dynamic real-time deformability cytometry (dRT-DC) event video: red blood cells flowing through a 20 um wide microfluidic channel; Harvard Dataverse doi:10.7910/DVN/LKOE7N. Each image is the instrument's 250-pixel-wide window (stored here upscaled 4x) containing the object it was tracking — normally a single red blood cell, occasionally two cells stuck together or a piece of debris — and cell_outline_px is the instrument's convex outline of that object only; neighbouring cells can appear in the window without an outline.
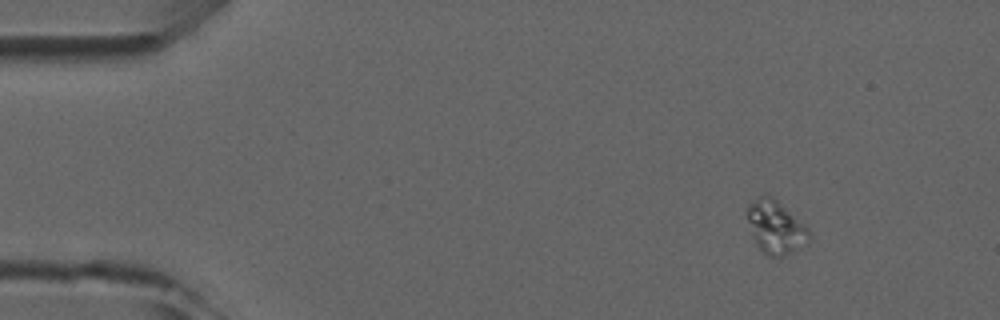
{"species": "common noctule bat (a hibernating species)", "species_latin": "Nyctalus noctula", "temperature_condition": "room temperature", "stored_images_in_passage": 3, "camera_frame_rate_fps": 3000, "um_per_image_px": 0.085, "animal": {"sex": "male", "forearm_length_mm": 52.5}, "frame": {"image": 1, "passage_image": 1, "time_ms": 0.0, "image_size_px": [1000, 320], "cell_outline_px": [[812, 240], [808, 244], [784, 256], [772, 256], [764, 252], [756, 244], [752, 236], [744, 212], [744, 208], [756, 196], [772, 196], [804, 224], [808, 228], [812, 236]], "centroid_in_image_um": [65.91, 19.3], "position_along_channel_um": 19.1, "area_um2": 19.48}}
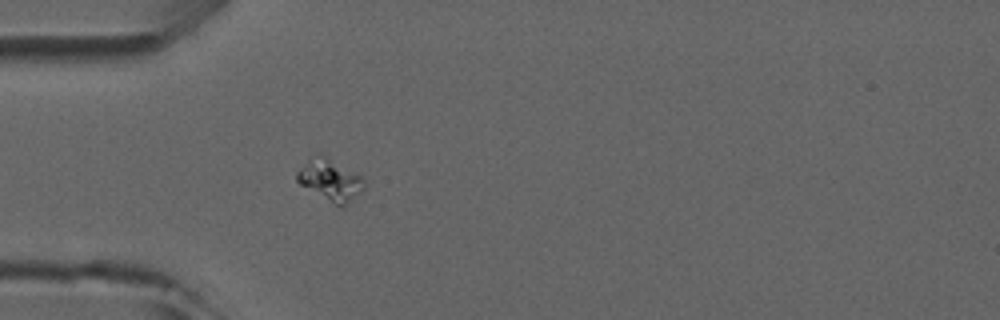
{"frame": {"image": 2, "passage_image": 3, "time_ms": 3.0, "image_size_px": [1000, 320], "cell_outline_px": [[364, 188], [344, 208], [336, 204], [300, 184], [296, 180], [296, 172], [316, 152], [320, 152], [364, 176]], "centroid_in_image_um": [28.1, 15.25], "position_along_channel_um": 56.9, "area_um2": 16.3}}